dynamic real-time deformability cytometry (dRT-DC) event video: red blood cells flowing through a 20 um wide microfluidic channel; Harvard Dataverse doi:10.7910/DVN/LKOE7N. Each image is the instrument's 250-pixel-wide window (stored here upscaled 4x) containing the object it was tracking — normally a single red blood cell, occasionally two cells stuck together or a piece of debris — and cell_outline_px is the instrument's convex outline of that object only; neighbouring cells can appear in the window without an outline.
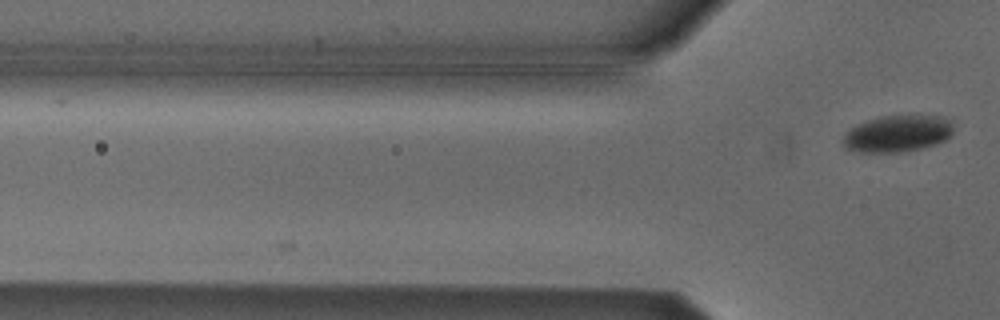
{"species": "Egyptian fruit bat (a non-hibernating species)", "species_latin": "Rousettus aegyptiacus", "temperature_condition": "cold", "stored_images_in_passage": 3, "camera_frame_rate_fps": 3000, "um_per_image_px": 0.085, "animal": {"sex": "male"}, "frame": {"image": 1, "passage_image": 3, "time_ms": 0.667, "image_size_px": [1000, 320], "cell_outline_px": [[952, 132], [944, 140], [936, 144], [920, 148], [900, 152], [860, 152], [848, 148], [844, 144], [844, 136], [852, 128], [868, 120], [880, 116], [908, 112], [936, 116], [948, 120], [952, 124]], "centroid_in_image_um": [76.33, 11.31], "position_along_channel_um": 49.5, "area_um2": 23.7}}